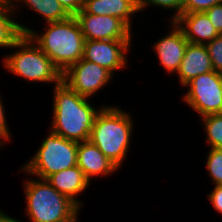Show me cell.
<instances>
[{
  "label": "cell",
  "mask_w": 222,
  "mask_h": 222,
  "mask_svg": "<svg viewBox=\"0 0 222 222\" xmlns=\"http://www.w3.org/2000/svg\"><path fill=\"white\" fill-rule=\"evenodd\" d=\"M51 131L75 142L88 141L94 121L101 109H95L66 83L54 85Z\"/></svg>",
  "instance_id": "1"
},
{
  "label": "cell",
  "mask_w": 222,
  "mask_h": 222,
  "mask_svg": "<svg viewBox=\"0 0 222 222\" xmlns=\"http://www.w3.org/2000/svg\"><path fill=\"white\" fill-rule=\"evenodd\" d=\"M46 24V31L43 33H36L22 23L20 28L23 34L28 35L63 74L83 58L85 38L74 16Z\"/></svg>",
  "instance_id": "2"
},
{
  "label": "cell",
  "mask_w": 222,
  "mask_h": 222,
  "mask_svg": "<svg viewBox=\"0 0 222 222\" xmlns=\"http://www.w3.org/2000/svg\"><path fill=\"white\" fill-rule=\"evenodd\" d=\"M133 121L128 112L117 106H101L89 141L114 165L121 167L129 151Z\"/></svg>",
  "instance_id": "3"
},
{
  "label": "cell",
  "mask_w": 222,
  "mask_h": 222,
  "mask_svg": "<svg viewBox=\"0 0 222 222\" xmlns=\"http://www.w3.org/2000/svg\"><path fill=\"white\" fill-rule=\"evenodd\" d=\"M34 179L24 183L25 213L31 220L29 222H78L80 208L73 201L58 192L46 179Z\"/></svg>",
  "instance_id": "4"
},
{
  "label": "cell",
  "mask_w": 222,
  "mask_h": 222,
  "mask_svg": "<svg viewBox=\"0 0 222 222\" xmlns=\"http://www.w3.org/2000/svg\"><path fill=\"white\" fill-rule=\"evenodd\" d=\"M3 58L6 70L32 82L59 84L62 81L61 71L51 59L33 42L28 35H23Z\"/></svg>",
  "instance_id": "5"
},
{
  "label": "cell",
  "mask_w": 222,
  "mask_h": 222,
  "mask_svg": "<svg viewBox=\"0 0 222 222\" xmlns=\"http://www.w3.org/2000/svg\"><path fill=\"white\" fill-rule=\"evenodd\" d=\"M78 142L50 130L39 149L23 166L24 173L47 179L50 175L77 165Z\"/></svg>",
  "instance_id": "6"
},
{
  "label": "cell",
  "mask_w": 222,
  "mask_h": 222,
  "mask_svg": "<svg viewBox=\"0 0 222 222\" xmlns=\"http://www.w3.org/2000/svg\"><path fill=\"white\" fill-rule=\"evenodd\" d=\"M184 87H189L183 100L200 117L222 113V85L215 70L201 74Z\"/></svg>",
  "instance_id": "7"
},
{
  "label": "cell",
  "mask_w": 222,
  "mask_h": 222,
  "mask_svg": "<svg viewBox=\"0 0 222 222\" xmlns=\"http://www.w3.org/2000/svg\"><path fill=\"white\" fill-rule=\"evenodd\" d=\"M112 76L106 68L81 58L62 74V81L80 96L89 98L105 87Z\"/></svg>",
  "instance_id": "8"
},
{
  "label": "cell",
  "mask_w": 222,
  "mask_h": 222,
  "mask_svg": "<svg viewBox=\"0 0 222 222\" xmlns=\"http://www.w3.org/2000/svg\"><path fill=\"white\" fill-rule=\"evenodd\" d=\"M74 17L85 40H132V29L117 17L89 13H77Z\"/></svg>",
  "instance_id": "9"
},
{
  "label": "cell",
  "mask_w": 222,
  "mask_h": 222,
  "mask_svg": "<svg viewBox=\"0 0 222 222\" xmlns=\"http://www.w3.org/2000/svg\"><path fill=\"white\" fill-rule=\"evenodd\" d=\"M131 40H85L83 59L94 62L114 74L126 68Z\"/></svg>",
  "instance_id": "10"
},
{
  "label": "cell",
  "mask_w": 222,
  "mask_h": 222,
  "mask_svg": "<svg viewBox=\"0 0 222 222\" xmlns=\"http://www.w3.org/2000/svg\"><path fill=\"white\" fill-rule=\"evenodd\" d=\"M172 31L153 44L159 63L168 73H177L184 57L188 41L176 23L170 22ZM173 25V26H172Z\"/></svg>",
  "instance_id": "11"
},
{
  "label": "cell",
  "mask_w": 222,
  "mask_h": 222,
  "mask_svg": "<svg viewBox=\"0 0 222 222\" xmlns=\"http://www.w3.org/2000/svg\"><path fill=\"white\" fill-rule=\"evenodd\" d=\"M174 22L189 43L207 44L219 36L205 12L182 13Z\"/></svg>",
  "instance_id": "12"
},
{
  "label": "cell",
  "mask_w": 222,
  "mask_h": 222,
  "mask_svg": "<svg viewBox=\"0 0 222 222\" xmlns=\"http://www.w3.org/2000/svg\"><path fill=\"white\" fill-rule=\"evenodd\" d=\"M77 166L89 181L94 176H107L119 169L89 140L78 143Z\"/></svg>",
  "instance_id": "13"
},
{
  "label": "cell",
  "mask_w": 222,
  "mask_h": 222,
  "mask_svg": "<svg viewBox=\"0 0 222 222\" xmlns=\"http://www.w3.org/2000/svg\"><path fill=\"white\" fill-rule=\"evenodd\" d=\"M213 70L214 68L206 45L188 43L177 72L179 83L184 87L195 77Z\"/></svg>",
  "instance_id": "14"
},
{
  "label": "cell",
  "mask_w": 222,
  "mask_h": 222,
  "mask_svg": "<svg viewBox=\"0 0 222 222\" xmlns=\"http://www.w3.org/2000/svg\"><path fill=\"white\" fill-rule=\"evenodd\" d=\"M139 10V0H84L78 13L114 16L122 20L130 29V17Z\"/></svg>",
  "instance_id": "15"
},
{
  "label": "cell",
  "mask_w": 222,
  "mask_h": 222,
  "mask_svg": "<svg viewBox=\"0 0 222 222\" xmlns=\"http://www.w3.org/2000/svg\"><path fill=\"white\" fill-rule=\"evenodd\" d=\"M46 180L52 187L67 196L79 208H81L82 204L76 196L87 189L91 182L85 177L83 171L77 165L54 173Z\"/></svg>",
  "instance_id": "16"
},
{
  "label": "cell",
  "mask_w": 222,
  "mask_h": 222,
  "mask_svg": "<svg viewBox=\"0 0 222 222\" xmlns=\"http://www.w3.org/2000/svg\"><path fill=\"white\" fill-rule=\"evenodd\" d=\"M12 6L0 4V48H12L24 35L20 24L12 17Z\"/></svg>",
  "instance_id": "17"
},
{
  "label": "cell",
  "mask_w": 222,
  "mask_h": 222,
  "mask_svg": "<svg viewBox=\"0 0 222 222\" xmlns=\"http://www.w3.org/2000/svg\"><path fill=\"white\" fill-rule=\"evenodd\" d=\"M17 3H23L42 15L46 23L63 21L71 16L58 0H17Z\"/></svg>",
  "instance_id": "18"
},
{
  "label": "cell",
  "mask_w": 222,
  "mask_h": 222,
  "mask_svg": "<svg viewBox=\"0 0 222 222\" xmlns=\"http://www.w3.org/2000/svg\"><path fill=\"white\" fill-rule=\"evenodd\" d=\"M210 148L222 149V113L201 117Z\"/></svg>",
  "instance_id": "19"
},
{
  "label": "cell",
  "mask_w": 222,
  "mask_h": 222,
  "mask_svg": "<svg viewBox=\"0 0 222 222\" xmlns=\"http://www.w3.org/2000/svg\"><path fill=\"white\" fill-rule=\"evenodd\" d=\"M206 168L214 185H222V149L210 148L207 153Z\"/></svg>",
  "instance_id": "20"
},
{
  "label": "cell",
  "mask_w": 222,
  "mask_h": 222,
  "mask_svg": "<svg viewBox=\"0 0 222 222\" xmlns=\"http://www.w3.org/2000/svg\"><path fill=\"white\" fill-rule=\"evenodd\" d=\"M184 0H139V10L142 11L149 6H157L167 10H174L172 22L182 14V5Z\"/></svg>",
  "instance_id": "21"
},
{
  "label": "cell",
  "mask_w": 222,
  "mask_h": 222,
  "mask_svg": "<svg viewBox=\"0 0 222 222\" xmlns=\"http://www.w3.org/2000/svg\"><path fill=\"white\" fill-rule=\"evenodd\" d=\"M211 58L213 68L216 72H222V37L218 36L211 42L205 44Z\"/></svg>",
  "instance_id": "22"
},
{
  "label": "cell",
  "mask_w": 222,
  "mask_h": 222,
  "mask_svg": "<svg viewBox=\"0 0 222 222\" xmlns=\"http://www.w3.org/2000/svg\"><path fill=\"white\" fill-rule=\"evenodd\" d=\"M222 3V0H184L182 13L205 12L213 5Z\"/></svg>",
  "instance_id": "23"
},
{
  "label": "cell",
  "mask_w": 222,
  "mask_h": 222,
  "mask_svg": "<svg viewBox=\"0 0 222 222\" xmlns=\"http://www.w3.org/2000/svg\"><path fill=\"white\" fill-rule=\"evenodd\" d=\"M208 18L210 19L214 28L219 32L222 31V3L213 5L210 9L206 10Z\"/></svg>",
  "instance_id": "24"
},
{
  "label": "cell",
  "mask_w": 222,
  "mask_h": 222,
  "mask_svg": "<svg viewBox=\"0 0 222 222\" xmlns=\"http://www.w3.org/2000/svg\"><path fill=\"white\" fill-rule=\"evenodd\" d=\"M5 109H4V106H3V103H2V99L0 97V147H3L4 145V141H9L11 140L10 138V130H9V127L7 126V118H6V115H5Z\"/></svg>",
  "instance_id": "25"
},
{
  "label": "cell",
  "mask_w": 222,
  "mask_h": 222,
  "mask_svg": "<svg viewBox=\"0 0 222 222\" xmlns=\"http://www.w3.org/2000/svg\"><path fill=\"white\" fill-rule=\"evenodd\" d=\"M208 199L214 206V210L222 214V185H215L212 192L208 194Z\"/></svg>",
  "instance_id": "26"
},
{
  "label": "cell",
  "mask_w": 222,
  "mask_h": 222,
  "mask_svg": "<svg viewBox=\"0 0 222 222\" xmlns=\"http://www.w3.org/2000/svg\"><path fill=\"white\" fill-rule=\"evenodd\" d=\"M58 1L71 16H74L82 9L84 0H58Z\"/></svg>",
  "instance_id": "27"
},
{
  "label": "cell",
  "mask_w": 222,
  "mask_h": 222,
  "mask_svg": "<svg viewBox=\"0 0 222 222\" xmlns=\"http://www.w3.org/2000/svg\"><path fill=\"white\" fill-rule=\"evenodd\" d=\"M0 222H22V221L16 220L15 218L8 216L7 214H5L0 210Z\"/></svg>",
  "instance_id": "28"
},
{
  "label": "cell",
  "mask_w": 222,
  "mask_h": 222,
  "mask_svg": "<svg viewBox=\"0 0 222 222\" xmlns=\"http://www.w3.org/2000/svg\"><path fill=\"white\" fill-rule=\"evenodd\" d=\"M17 0H0V4L7 5V6H12L14 11L20 6L19 4L17 5Z\"/></svg>",
  "instance_id": "29"
},
{
  "label": "cell",
  "mask_w": 222,
  "mask_h": 222,
  "mask_svg": "<svg viewBox=\"0 0 222 222\" xmlns=\"http://www.w3.org/2000/svg\"><path fill=\"white\" fill-rule=\"evenodd\" d=\"M219 75H220V80H221V85H222V72L219 73Z\"/></svg>",
  "instance_id": "30"
}]
</instances>
